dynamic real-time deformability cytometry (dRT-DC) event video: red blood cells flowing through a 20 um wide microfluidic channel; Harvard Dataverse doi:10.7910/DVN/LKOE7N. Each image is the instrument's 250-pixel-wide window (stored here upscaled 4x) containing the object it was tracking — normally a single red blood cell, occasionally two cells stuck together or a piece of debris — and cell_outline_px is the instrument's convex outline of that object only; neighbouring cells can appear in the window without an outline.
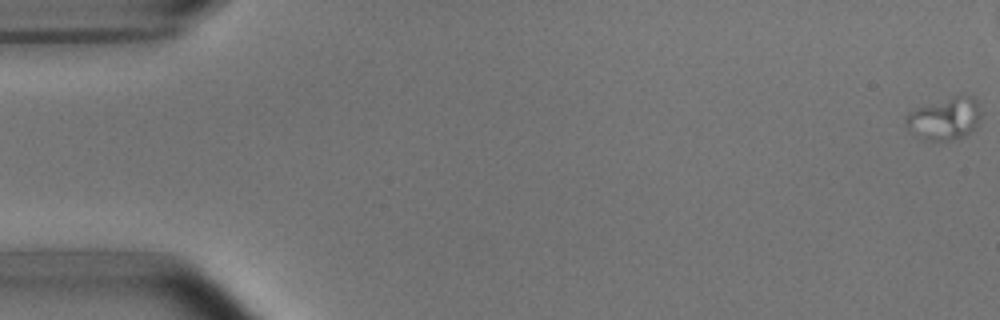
{"species": "common noctule bat (a hibernating species)", "species_latin": "Nyctalus noctula", "temperature_condition": "room temperature", "stored_images_in_passage": 9, "camera_frame_rate_fps": 3000, "um_per_image_px": 0.085, "animal": {"sex": "male", "body_mass_g": 15.6}, "frame": {"image": 1, "passage_image": 1, "time_ms": 0.0, "image_size_px": [1000, 320], "cell_outline_px": [[984, 112], [980, 120], [964, 136], [948, 140], [928, 140], [904, 124], [904, 116], [912, 108], [952, 96], [972, 96], [976, 100]], "centroid_in_image_um": [80.31, 10.03], "position_along_channel_um": 4.7, "area_um2": 18.44}}
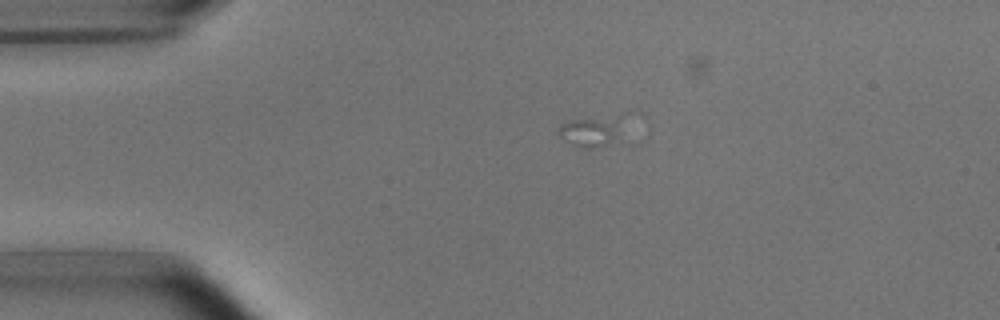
{"frame": {"image": 2, "passage_image": 4, "time_ms": 4.333, "image_size_px": [1000, 320], "cell_outline_px": [[624, 112], [612, 136], [600, 144], [584, 148], [560, 136], [560, 124], [572, 120]], "centroid_in_image_um": [50.19, 11.02], "position_along_channel_um": 34.8, "area_um2": 10.23}}